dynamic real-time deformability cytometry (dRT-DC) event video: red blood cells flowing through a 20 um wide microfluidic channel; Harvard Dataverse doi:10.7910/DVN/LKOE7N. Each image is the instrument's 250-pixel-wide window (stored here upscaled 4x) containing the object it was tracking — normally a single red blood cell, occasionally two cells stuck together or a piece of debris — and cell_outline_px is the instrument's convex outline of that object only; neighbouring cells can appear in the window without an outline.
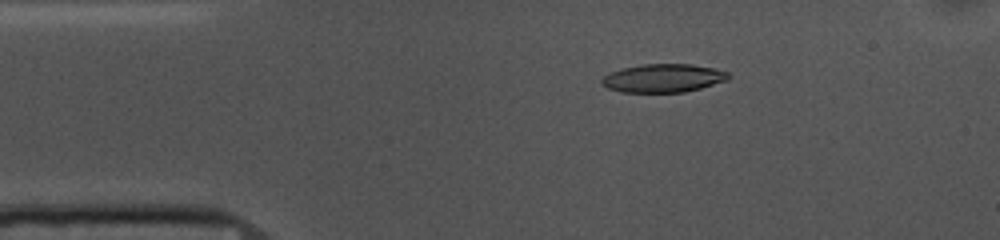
{"species": "common noctule bat (a hibernating species)", "species_latin": "Nyctalus noctula", "temperature_condition": "cold", "stored_images_in_passage": 52, "camera_frame_rate_fps": 3000, "um_per_image_px": 0.085, "animal": {"sex": "female", "body_mass_g": 10.0, "forearm_length_mm": 53.1}, "frame": {"image": 1, "passage_image": 8, "time_ms": 2.333, "image_size_px": [1000, 240], "cell_outline_px": [[728, 80], [700, 88], [684, 92], [624, 92], [608, 88], [600, 84], [600, 80], [604, 76], [612, 72], [624, 68], [644, 64], [692, 64], [712, 68], [728, 72]], "centroid_in_image_um": [56.36, 6.64], "position_along_channel_um": 28.6, "area_um2": 20.69}}
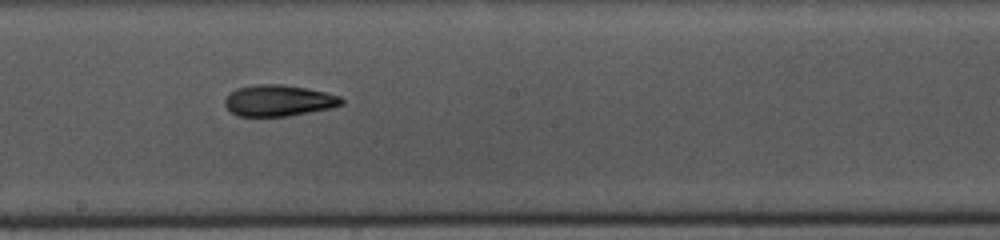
{"frame": {"image": 2, "passage_image": 27, "time_ms": 8.667, "image_size_px": [1000, 240], "cell_outline_px": [[344, 104], [332, 108], [288, 116], [240, 116], [232, 112], [224, 104], [224, 100], [228, 92], [236, 88], [256, 84], [280, 84], [308, 88], [340, 96], [344, 100]], "centroid_in_image_um": [23.68, 8.54], "position_along_channel_um": 224.5, "area_um2": 21.39}}
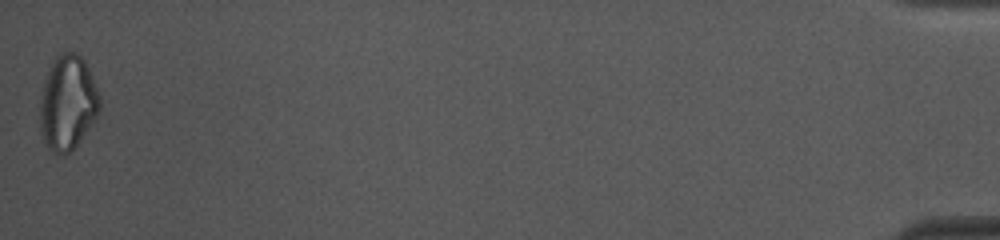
{"frame": {"image": 3, "passage_image": 52, "time_ms": 17.0, "image_size_px": [1000, 240], "cell_outline_px": [[100, 108], [92, 124], [72, 152], [64, 156], [60, 156], [52, 152], [48, 148], [40, 132], [40, 100], [44, 80], [56, 56], [60, 52], [76, 52], [84, 60], [92, 76], [100, 96]], "centroid_in_image_um": [5.75, 8.78], "position_along_channel_um": 429.5, "area_um2": 33.18}, "authors_computed_cell_mechanics": {"area_um2": 21.4438, "velocity_mm_per_s": 3.6997, "shape_relaxation_time_tau1_ms": 10.2668, "shape_relaxation_time_tau2_ms": 5.5398, "deformation_change_tau1": 0.213, "deformation_change_tau2": 0.1496}}